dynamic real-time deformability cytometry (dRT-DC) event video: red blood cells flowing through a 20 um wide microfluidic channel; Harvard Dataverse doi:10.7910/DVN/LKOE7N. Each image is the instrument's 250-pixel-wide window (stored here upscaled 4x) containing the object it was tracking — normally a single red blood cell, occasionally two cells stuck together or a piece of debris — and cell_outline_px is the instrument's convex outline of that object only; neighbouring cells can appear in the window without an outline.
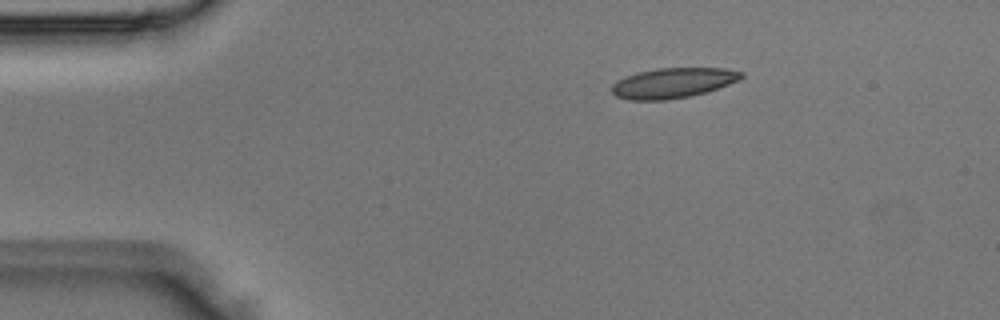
{"species": "Egyptian fruit bat (a non-hibernating species)", "species_latin": "Rousettus aegyptiacus", "temperature_condition": "room temperature", "stored_images_in_passage": 4, "camera_frame_rate_fps": 3000, "um_per_image_px": 0.085, "animal": {"sex": "male"}, "frame": {"image": 1, "passage_image": 1, "time_ms": 0.0, "image_size_px": [1000, 320], "cell_outline_px": [[744, 76], [740, 80], [708, 92], [688, 96], [664, 100], [632, 100], [616, 96], [612, 92], [612, 84], [624, 76], [636, 72], [656, 68], [724, 68], [744, 72]], "centroid_in_image_um": [57.22, 7.04], "position_along_channel_um": 27.8, "area_um2": 22.89}}
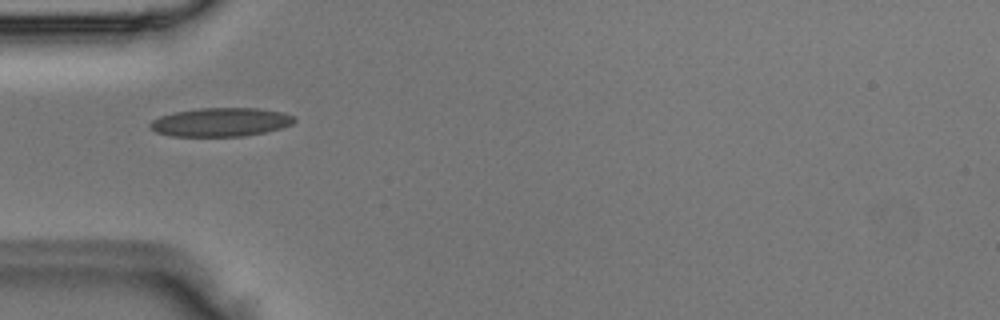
{"frame": {"image": 2, "passage_image": 3, "time_ms": 0.667, "image_size_px": [1000, 320], "cell_outline_px": [[296, 120], [292, 124], [280, 128], [264, 132], [244, 136], [172, 136], [156, 132], [148, 128], [148, 124], [152, 120], [160, 116], [176, 112], [200, 108], [260, 108], [284, 112], [292, 116]], "centroid_in_image_um": [18.74, 10.38], "position_along_channel_um": 66.3, "area_um2": 24.1}}